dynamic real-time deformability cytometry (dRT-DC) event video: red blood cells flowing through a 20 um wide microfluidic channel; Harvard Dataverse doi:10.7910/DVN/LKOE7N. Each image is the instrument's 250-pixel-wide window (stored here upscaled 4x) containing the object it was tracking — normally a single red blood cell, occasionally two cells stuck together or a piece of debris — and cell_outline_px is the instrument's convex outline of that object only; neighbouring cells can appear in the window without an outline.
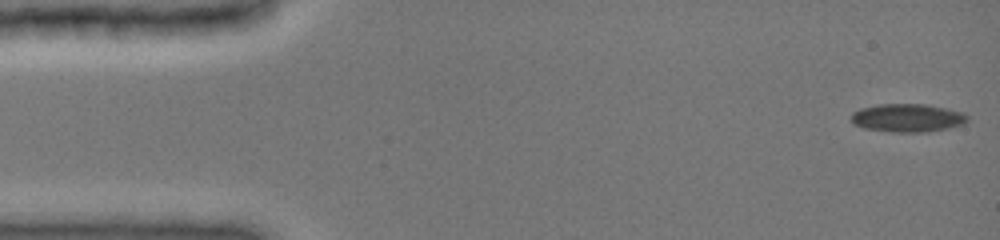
{"species": "common noctule bat (a hibernating species)", "species_latin": "Nyctalus noctula", "temperature_condition": "cold", "stored_images_in_passage": 12, "camera_frame_rate_fps": 3000, "um_per_image_px": 0.085, "animal": {"sex": "female", "body_mass_g": 19.0, "forearm_length_mm": 51.5}, "frame": {"image": 1, "passage_image": 1, "time_ms": 0.0, "image_size_px": [1000, 240], "cell_outline_px": [[968, 120], [964, 124], [948, 128], [928, 132], [892, 132], [864, 128], [852, 124], [852, 112], [860, 108], [876, 104], [924, 104], [964, 112], [968, 116]], "centroid_in_image_um": [77.13, 10.02], "position_along_channel_um": 7.9, "area_um2": 19.25}}
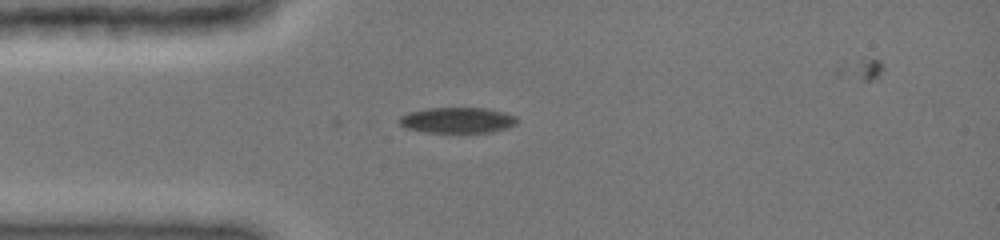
{"frame": {"image": 2, "passage_image": 12, "time_ms": 3.667, "image_size_px": [1000, 240], "cell_outline_px": [[516, 124], [508, 128], [492, 132], [428, 132], [408, 128], [400, 124], [396, 120], [400, 116], [408, 112], [428, 108], [488, 108], [504, 112], [516, 116]], "centroid_in_image_um": [38.88, 10.21], "position_along_channel_um": 46.1, "area_um2": 17.63}}